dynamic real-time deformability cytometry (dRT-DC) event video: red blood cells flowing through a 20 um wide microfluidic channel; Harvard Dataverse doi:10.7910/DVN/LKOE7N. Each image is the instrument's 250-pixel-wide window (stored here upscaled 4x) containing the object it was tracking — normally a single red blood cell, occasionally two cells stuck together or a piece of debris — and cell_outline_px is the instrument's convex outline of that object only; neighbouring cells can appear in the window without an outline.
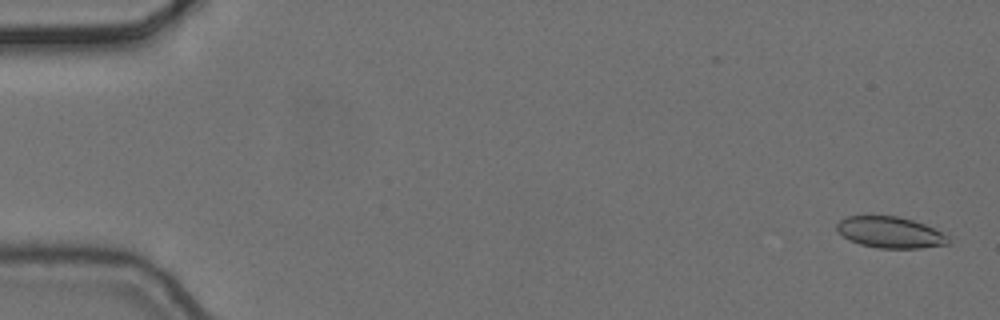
{"species": "common noctule bat (a hibernating species)", "species_latin": "Nyctalus noctula", "temperature_condition": "cold", "stored_images_in_passage": 4, "camera_frame_rate_fps": 3000, "um_per_image_px": 0.085, "animal": {"sex": "female", "body_mass_g": 24.6, "forearm_length_mm": 56.2}, "frame": {"image": 1, "passage_image": 1, "time_ms": 0.0, "image_size_px": [1000, 320], "cell_outline_px": [[948, 244], [920, 248], [880, 248], [860, 244], [848, 240], [836, 228], [836, 224], [840, 220], [848, 216], [896, 216], [912, 220], [924, 224], [948, 236]], "centroid_in_image_um": [75.64, 19.75], "position_along_channel_um": 9.4, "area_um2": 20.0}}
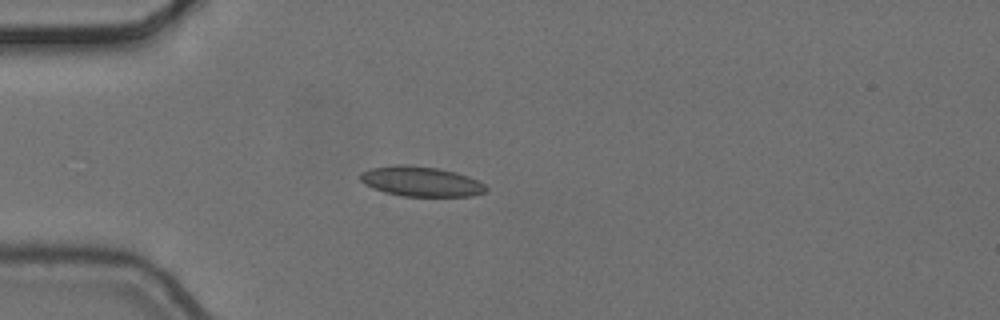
{"frame": {"image": 2, "passage_image": 4, "time_ms": 1.0, "image_size_px": [1000, 320], "cell_outline_px": [[488, 188], [484, 192], [472, 196], [404, 196], [384, 192], [372, 188], [364, 184], [360, 180], [360, 172], [372, 168], [396, 164], [404, 164], [440, 168], [456, 172], [468, 176], [484, 184]], "centroid_in_image_um": [35.76, 15.42], "position_along_channel_um": 49.2, "area_um2": 22.02}}